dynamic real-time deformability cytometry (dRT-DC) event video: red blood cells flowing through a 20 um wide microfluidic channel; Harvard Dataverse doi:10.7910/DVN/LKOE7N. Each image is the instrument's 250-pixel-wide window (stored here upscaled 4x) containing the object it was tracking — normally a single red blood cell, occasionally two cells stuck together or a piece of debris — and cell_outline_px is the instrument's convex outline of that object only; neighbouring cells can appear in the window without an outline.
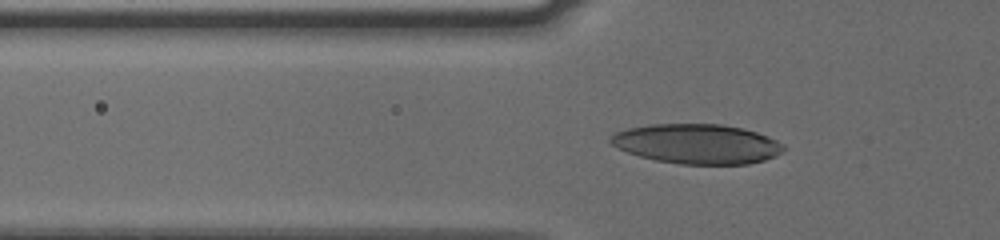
{"species": "human", "species_latin": "Homo sapiens", "temperature_condition": "cold", "stored_images_in_passage": 36, "camera_frame_rate_fps": 3000, "um_per_image_px": 0.085, "donor": {"sex": "male"}, "frame": {"image": 1, "passage_image": 2, "time_ms": 0.333, "image_size_px": [1000, 240], "cell_outline_px": [[788, 148], [776, 156], [764, 160], [748, 164], [680, 164], [656, 160], [640, 156], [628, 152], [612, 144], [608, 140], [616, 132], [628, 128], [652, 124], [720, 124], [740, 128], [756, 132], [768, 136], [776, 140]], "centroid_in_image_um": [59.28, 12.23], "position_along_channel_um": 66.5, "area_um2": 39.88}}
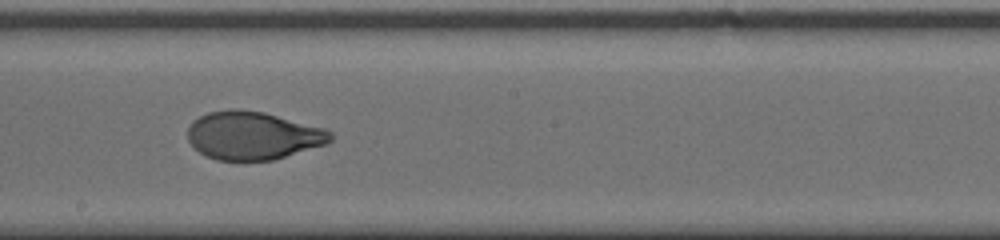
{"frame": {"image": 2, "passage_image": 15, "time_ms": 4.667, "image_size_px": [1000, 240], "cell_outline_px": [[332, 140], [324, 144], [272, 160], [216, 160], [204, 156], [188, 140], [188, 128], [192, 120], [208, 112], [228, 108], [240, 108], [264, 112], [324, 128], [332, 132]], "centroid_in_image_um": [21.45, 11.5], "position_along_channel_um": 226.7, "area_um2": 40.0}}
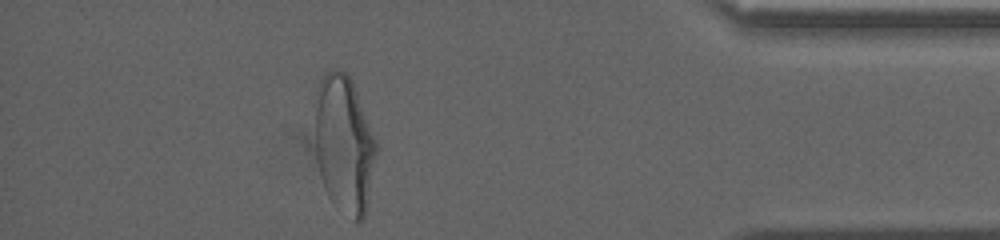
{"frame": {"image": 3, "passage_image": 32, "time_ms": 10.333, "image_size_px": [1000, 240], "cell_outline_px": [[380, 148], [368, 200], [364, 216], [356, 224], [336, 208], [332, 204], [324, 188], [316, 156], [316, 108], [320, 80], [332, 68], [336, 68], [344, 72], [352, 80]], "centroid_in_image_um": [29.3, 12.33], "position_along_channel_um": 405.9, "area_um2": 49.65}, "authors_computed_cell_mechanics": {"area_um2": 40.8935, "velocity_mm_per_s": 3.7936, "shape_relaxation_time_tau1_ms": 3.562, "shape_relaxation_time_tau2_ms": 0.8361, "deformation_change_tau1": 0.1638, "deformation_change_tau2": 0.0498}}